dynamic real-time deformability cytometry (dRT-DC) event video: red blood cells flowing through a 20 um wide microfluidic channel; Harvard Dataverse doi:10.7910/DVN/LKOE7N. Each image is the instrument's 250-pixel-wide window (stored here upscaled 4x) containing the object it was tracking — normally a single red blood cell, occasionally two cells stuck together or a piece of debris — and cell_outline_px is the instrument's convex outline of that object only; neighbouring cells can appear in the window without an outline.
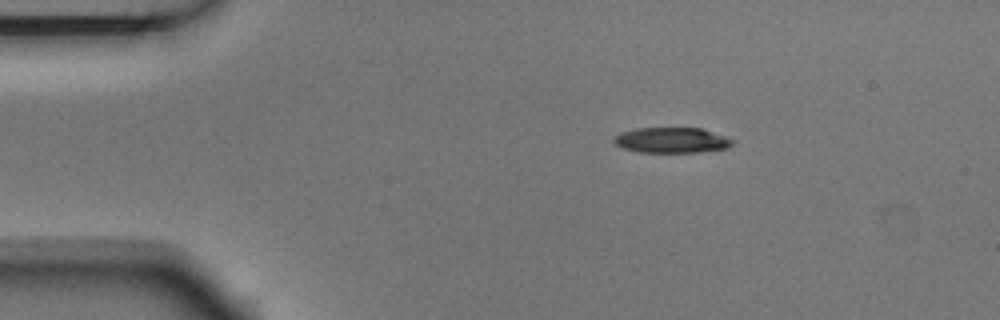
{"species": "Egyptian fruit bat (a non-hibernating species)", "species_latin": "Rousettus aegyptiacus", "temperature_condition": "room temperature", "stored_images_in_passage": 10, "camera_frame_rate_fps": 3000, "um_per_image_px": 0.085, "animal": {"sex": "male"}, "frame": {"image": 1, "passage_image": 2, "time_ms": 0.333, "image_size_px": [1000, 320], "cell_outline_px": [[732, 144], [728, 148], [696, 152], [636, 152], [620, 148], [612, 140], [620, 132], [636, 128], [700, 128], [724, 136], [732, 140]], "centroid_in_image_um": [57.02, 11.92], "position_along_channel_um": 28.0, "area_um2": 17.51}}
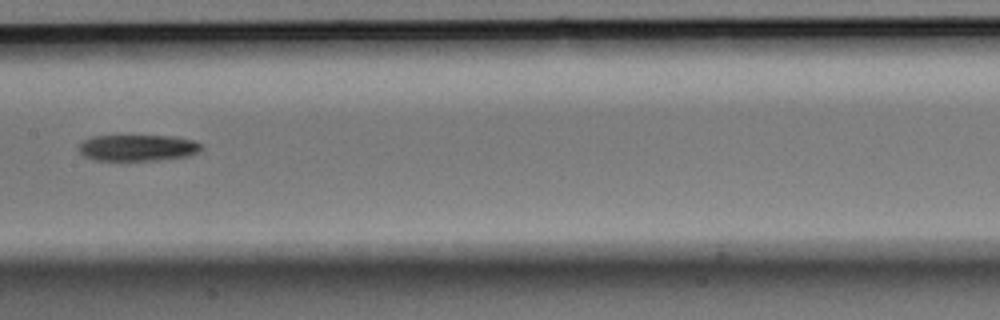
{"frame": {"image": 2, "passage_image": 7, "time_ms": 2.0, "image_size_px": [1000, 320], "cell_outline_px": [[204, 148], [188, 156], [156, 160], [96, 160], [84, 156], [80, 152], [80, 144], [84, 140], [92, 136], [176, 136], [192, 140], [200, 144]], "centroid_in_image_um": [11.72, 12.56], "position_along_channel_um": 195.7, "area_um2": 18.61}}
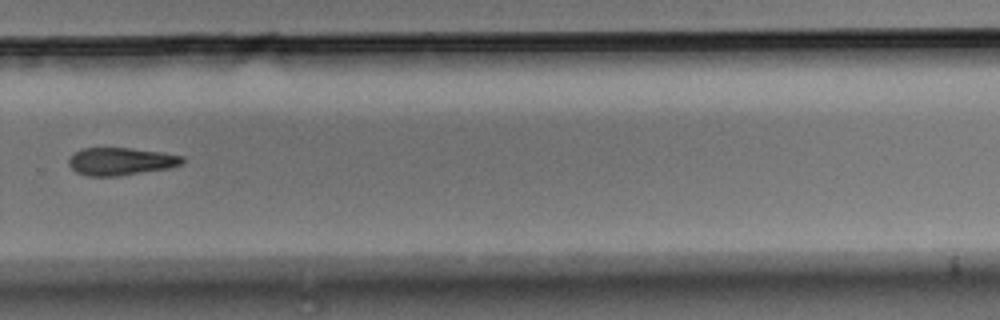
{"frame": {"image": 3, "passage_image": 10, "time_ms": 3.0, "image_size_px": [1000, 320], "cell_outline_px": [[184, 160], [180, 164], [168, 168], [116, 176], [88, 176], [76, 172], [68, 164], [68, 160], [80, 148], [132, 148], [164, 152], [184, 156]], "centroid_in_image_um": [10.26, 13.71], "position_along_channel_um": 319.5, "area_um2": 18.21}}